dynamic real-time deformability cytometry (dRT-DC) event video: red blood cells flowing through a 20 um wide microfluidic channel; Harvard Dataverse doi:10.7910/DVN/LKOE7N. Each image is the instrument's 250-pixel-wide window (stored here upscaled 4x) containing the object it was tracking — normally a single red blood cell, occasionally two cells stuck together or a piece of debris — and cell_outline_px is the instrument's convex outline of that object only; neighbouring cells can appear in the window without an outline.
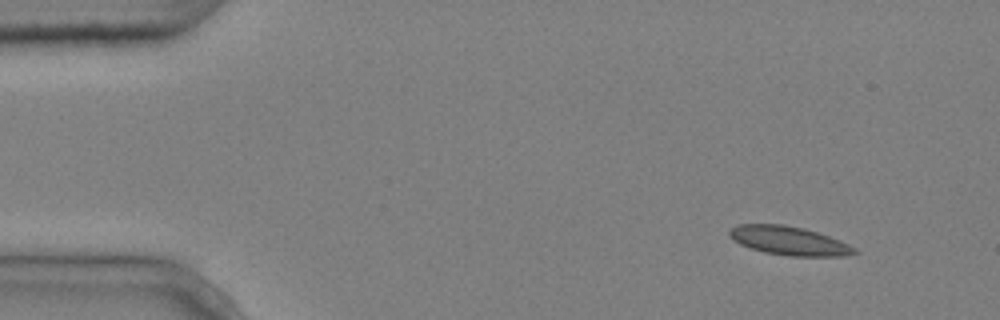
{"species": "common noctule bat (a hibernating species)", "species_latin": "Nyctalus noctula", "temperature_condition": "cold", "stored_images_in_passage": 4, "camera_frame_rate_fps": 3000, "um_per_image_px": 0.085, "animal": {"sex": "male", "body_mass_g": 20.4}, "frame": {"image": 1, "passage_image": 1, "time_ms": 0.0, "image_size_px": [1000, 320], "cell_outline_px": [[860, 252], [844, 256], [788, 256], [764, 252], [740, 244], [728, 236], [728, 232], [736, 224], [784, 224], [804, 228], [840, 240], [856, 248]], "centroid_in_image_um": [67.07, 20.46], "position_along_channel_um": 17.9, "area_um2": 20.98}}